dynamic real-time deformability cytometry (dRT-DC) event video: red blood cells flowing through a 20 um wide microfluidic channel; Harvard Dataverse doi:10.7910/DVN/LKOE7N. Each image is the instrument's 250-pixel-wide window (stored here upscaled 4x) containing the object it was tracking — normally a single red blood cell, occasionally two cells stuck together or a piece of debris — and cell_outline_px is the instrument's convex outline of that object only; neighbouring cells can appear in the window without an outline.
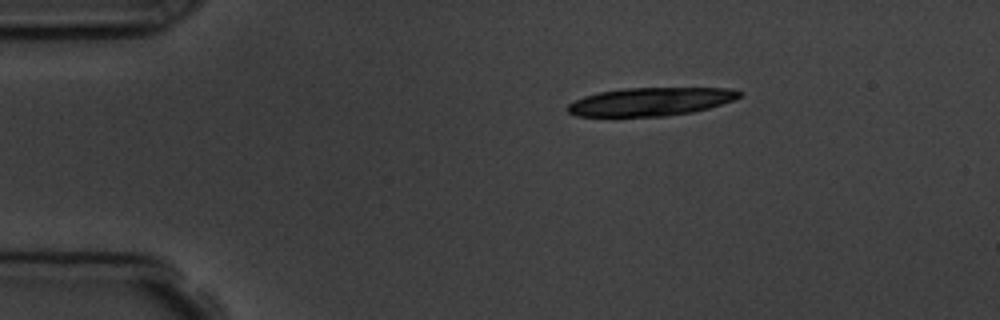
{"species": "common noctule bat (a hibernating species)", "species_latin": "Nyctalus noctula", "temperature_condition": "room temperature", "stored_images_in_passage": 5, "camera_frame_rate_fps": 3000, "um_per_image_px": 0.085, "animal": {"sex": "male", "body_mass_g": 19.5, "forearm_length_mm": 54.6}, "frame": {"image": 1, "passage_image": 5, "time_ms": 5.333, "image_size_px": [1000, 320], "cell_outline_px": [[744, 92], [740, 96], [732, 100], [708, 108], [692, 112], [664, 116], [576, 116], [568, 112], [564, 108], [568, 104], [584, 96], [600, 92], [624, 88], [732, 88]], "centroid_in_image_um": [55.29, 8.63], "position_along_channel_um": 29.7, "area_um2": 28.15}}